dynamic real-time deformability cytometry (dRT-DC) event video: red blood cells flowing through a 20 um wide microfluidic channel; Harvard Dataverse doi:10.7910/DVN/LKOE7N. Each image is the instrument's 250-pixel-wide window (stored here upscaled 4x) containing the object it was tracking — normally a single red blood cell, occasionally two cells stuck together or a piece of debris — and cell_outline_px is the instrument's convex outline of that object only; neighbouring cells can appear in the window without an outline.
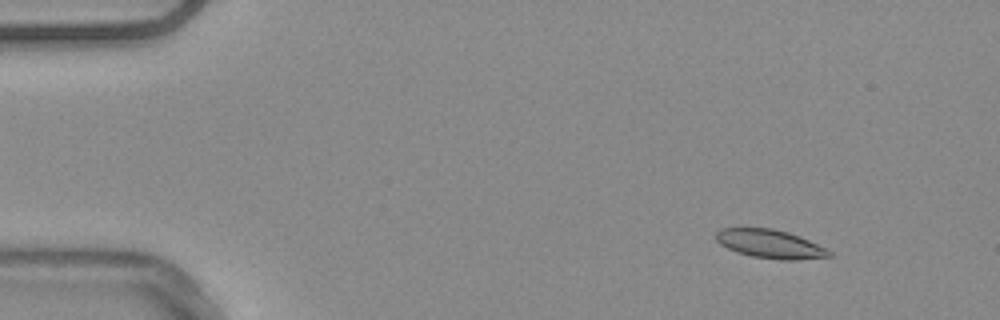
{"species": "common noctule bat (a hibernating species)", "species_latin": "Nyctalus noctula", "temperature_condition": "warm", "stored_images_in_passage": 54, "camera_frame_rate_fps": 3000, "um_per_image_px": 0.085, "animal": {"sex": "male", "body_mass_g": 20.4}, "frame": {"image": 1, "passage_image": 6, "time_ms": 1.667, "image_size_px": [1000, 320], "cell_outline_px": [[832, 256], [796, 260], [780, 260], [752, 256], [736, 252], [720, 244], [716, 240], [716, 232], [720, 228], [772, 228], [788, 232], [800, 236], [832, 252]], "centroid_in_image_um": [65.44, 20.73], "position_along_channel_um": 19.6, "area_um2": 18.79}}
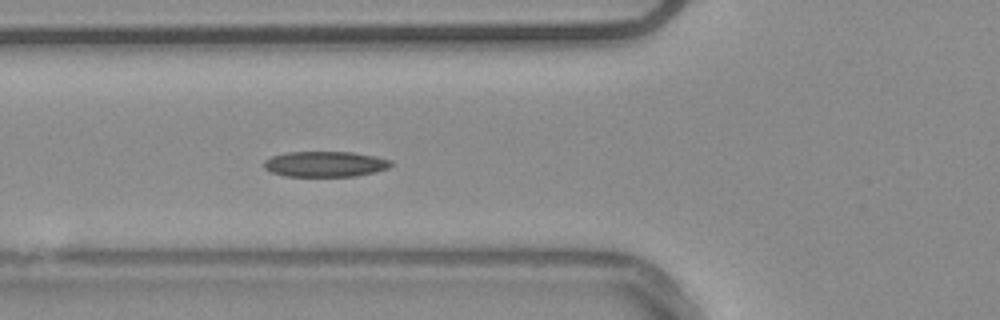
{"frame": {"image": 2, "passage_image": 20, "time_ms": 6.333, "image_size_px": [1000, 320], "cell_outline_px": [[392, 164], [388, 168], [376, 172], [356, 176], [284, 176], [272, 172], [264, 168], [264, 160], [272, 156], [284, 152], [352, 152], [376, 156], [392, 160]], "centroid_in_image_um": [27.65, 13.94], "position_along_channel_um": 98.2, "area_um2": 19.02}}
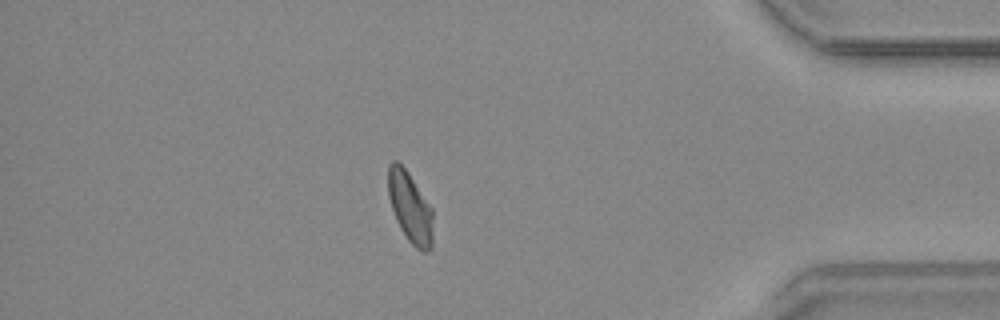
{"frame": {"image": 3, "passage_image": 47, "time_ms": 15.333, "image_size_px": [1000, 320], "cell_outline_px": [[432, 248], [428, 252], [424, 252], [416, 248], [408, 240], [400, 228], [396, 220], [388, 196], [388, 164], [392, 160], [396, 160], [408, 172], [432, 208]], "centroid_in_image_um": [34.85, 17.63], "position_along_channel_um": 400.3, "area_um2": 18.44}, "authors_computed_cell_mechanics": {"area_um2": 18.7561, "velocity_mm_per_s": 3.7548, "shape_relaxation_time_tau1_ms": null, "shape_relaxation_time_tau2_ms": 4.9169, "deformation_change_tau1": null, "deformation_change_tau2": 0.1122}}